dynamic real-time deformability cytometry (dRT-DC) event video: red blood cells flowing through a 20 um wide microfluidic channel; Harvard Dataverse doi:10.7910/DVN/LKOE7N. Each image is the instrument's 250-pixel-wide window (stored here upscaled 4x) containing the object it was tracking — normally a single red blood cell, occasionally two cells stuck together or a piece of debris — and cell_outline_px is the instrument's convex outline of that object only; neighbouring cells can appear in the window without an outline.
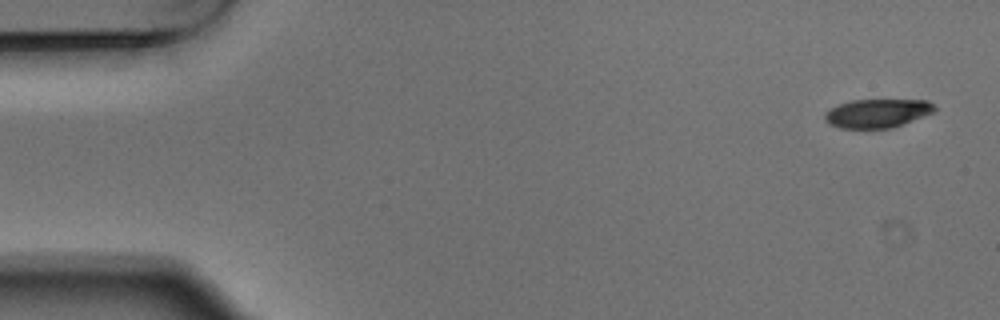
{"species": "Egyptian fruit bat (a non-hibernating species)", "species_latin": "Rousettus aegyptiacus", "temperature_condition": "warm", "stored_images_in_passage": 6, "camera_frame_rate_fps": 3000, "um_per_image_px": 0.085, "animal": {"sex": "male"}, "frame": {"image": 1, "passage_image": 1, "time_ms": 0.0, "image_size_px": [1000, 320], "cell_outline_px": [[936, 112], [892, 128], [840, 128], [828, 124], [824, 120], [824, 112], [840, 104], [852, 100], [928, 100], [936, 108]], "centroid_in_image_um": [74.58, 9.63], "position_along_channel_um": 10.4, "area_um2": 18.44}}
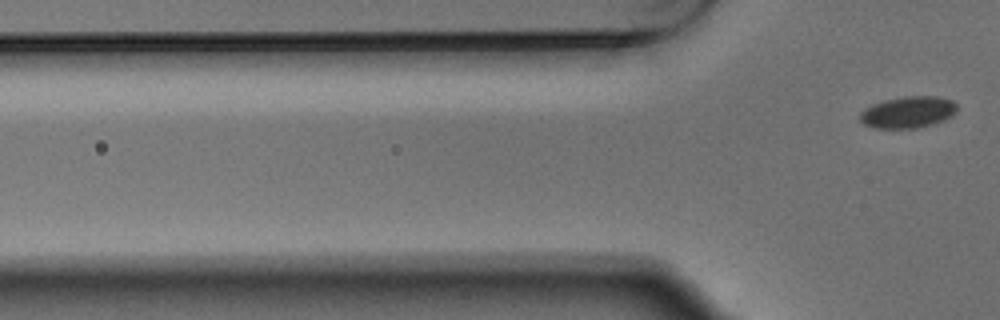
{"frame": {"image": 2, "passage_image": 6, "time_ms": 1.667, "image_size_px": [1000, 320], "cell_outline_px": [[956, 112], [952, 116], [932, 124], [916, 128], [876, 128], [864, 124], [860, 120], [860, 112], [864, 108], [872, 104], [884, 100], [904, 96], [936, 96], [952, 100], [956, 104]], "centroid_in_image_um": [77.16, 9.53], "position_along_channel_um": 48.6, "area_um2": 17.86}}